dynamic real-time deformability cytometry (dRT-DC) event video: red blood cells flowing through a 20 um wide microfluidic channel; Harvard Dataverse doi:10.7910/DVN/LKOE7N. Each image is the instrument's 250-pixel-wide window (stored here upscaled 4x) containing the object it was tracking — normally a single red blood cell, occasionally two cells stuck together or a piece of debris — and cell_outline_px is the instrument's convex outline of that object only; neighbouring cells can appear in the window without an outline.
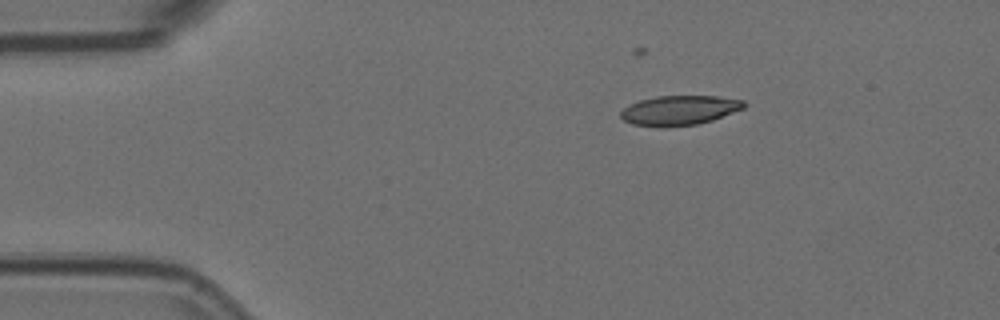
{"species": "Egyptian fruit bat (a non-hibernating species)", "species_latin": "Rousettus aegyptiacus", "temperature_condition": "room temperature", "stored_images_in_passage": 5, "camera_frame_rate_fps": 3000, "um_per_image_px": 0.085, "animal": {"sex": "female"}, "frame": {"image": 1, "passage_image": 5, "time_ms": 1.333, "image_size_px": [1000, 320], "cell_outline_px": [[748, 104], [744, 108], [712, 120], [696, 124], [664, 128], [632, 124], [624, 120], [620, 116], [620, 112], [624, 108], [640, 100], [656, 96], [716, 96], [744, 100]], "centroid_in_image_um": [57.76, 9.38], "position_along_channel_um": 27.2, "area_um2": 21.33}}